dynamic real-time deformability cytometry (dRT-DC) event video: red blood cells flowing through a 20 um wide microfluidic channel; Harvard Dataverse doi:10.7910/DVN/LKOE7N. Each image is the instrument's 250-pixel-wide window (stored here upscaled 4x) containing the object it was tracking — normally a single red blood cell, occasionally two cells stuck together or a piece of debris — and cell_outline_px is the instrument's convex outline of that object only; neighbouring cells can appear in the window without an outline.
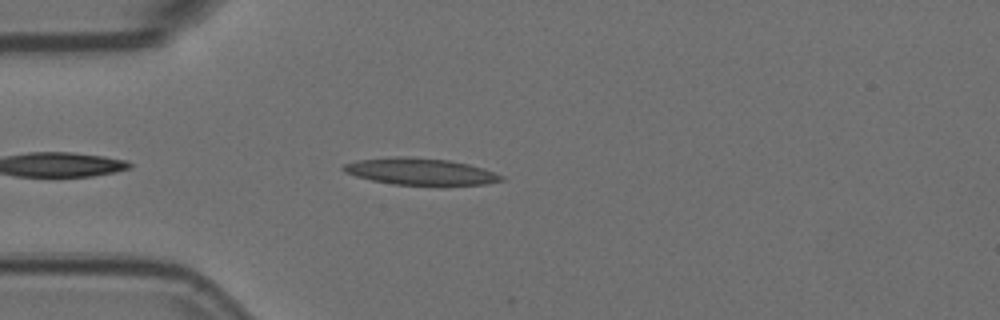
{"species": "Egyptian fruit bat (a non-hibernating species)", "species_latin": "Rousettus aegyptiacus", "temperature_condition": "room temperature", "stored_images_in_passage": 23, "camera_frame_rate_fps": 3000, "um_per_image_px": 0.085, "animal": {"sex": "female"}, "frame": {"image": 1, "passage_image": 4, "time_ms": 1.0, "image_size_px": [1000, 320], "cell_outline_px": [[504, 180], [484, 184], [440, 188], [392, 184], [372, 180], [356, 176], [344, 172], [340, 168], [344, 164], [356, 160], [396, 156], [408, 156], [448, 160], [468, 164], [484, 168], [504, 176]], "centroid_in_image_um": [35.77, 14.62], "position_along_channel_um": 49.2, "area_um2": 25.66}}
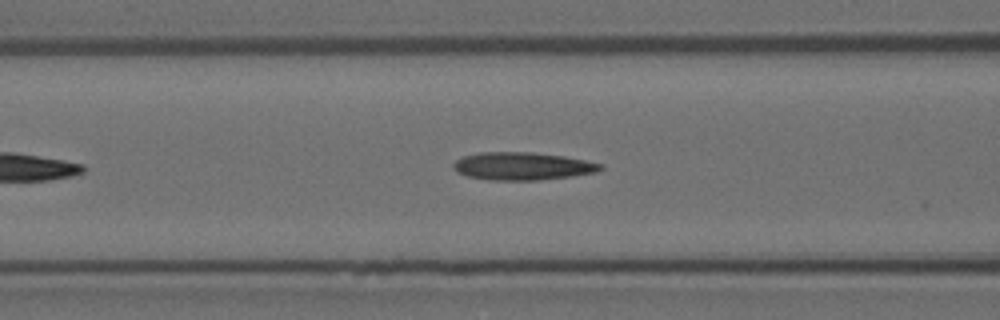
{"frame": {"image": 2, "passage_image": 11, "time_ms": 3.333, "image_size_px": [1000, 320], "cell_outline_px": [[604, 168], [596, 172], [572, 176], [540, 180], [488, 180], [468, 176], [456, 172], [452, 168], [452, 164], [456, 160], [464, 156], [480, 152], [532, 152], [564, 156], [604, 164]], "centroid_in_image_um": [44.4, 14.12], "position_along_channel_um": 122.2, "area_um2": 23.93}}
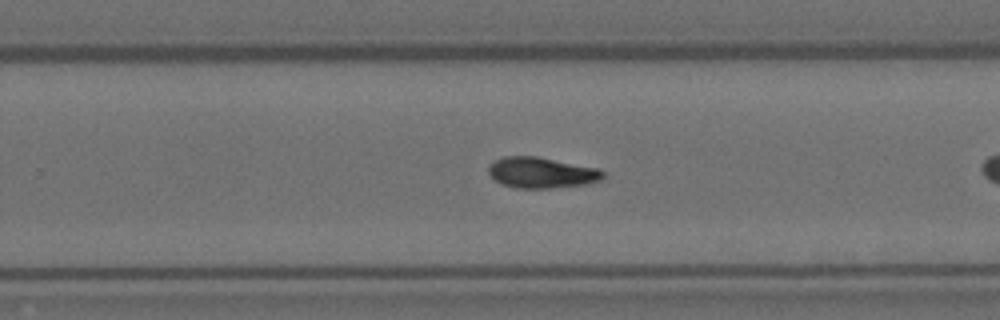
{"frame": {"image": 3, "passage_image": 21, "time_ms": 6.667, "image_size_px": [1000, 320], "cell_outline_px": [[604, 176], [600, 180], [588, 184], [552, 188], [516, 188], [500, 184], [488, 172], [488, 168], [496, 160], [504, 156], [536, 156], [600, 168], [604, 172]], "centroid_in_image_um": [46.06, 14.68], "position_along_channel_um": 283.7, "area_um2": 20.63}}